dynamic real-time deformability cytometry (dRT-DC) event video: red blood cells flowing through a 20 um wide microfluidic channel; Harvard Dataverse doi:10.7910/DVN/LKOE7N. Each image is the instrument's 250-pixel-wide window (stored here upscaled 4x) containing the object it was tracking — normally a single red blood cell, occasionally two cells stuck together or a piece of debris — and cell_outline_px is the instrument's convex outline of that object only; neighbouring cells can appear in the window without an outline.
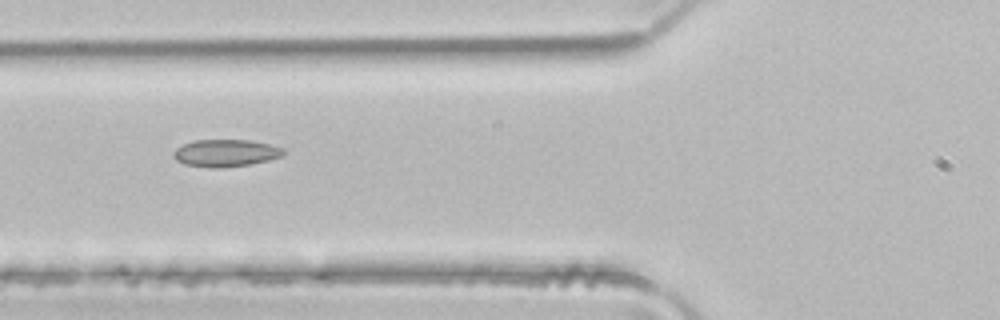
{"species": "common noctule bat (a hibernating species)", "species_latin": "Nyctalus noctula", "temperature_condition": "room temperature", "stored_images_in_passage": 2, "camera_frame_rate_fps": 3000, "um_per_image_px": 0.085, "animal": {"sex": "male", "body_mass_g": 21.5, "forearm_length_mm": 52.0}, "frame": {"image": 1, "passage_image": 2, "time_ms": 0.333, "image_size_px": [1000, 320], "cell_outline_px": [[288, 152], [280, 156], [268, 160], [252, 164], [220, 168], [208, 168], [184, 164], [176, 160], [172, 156], [172, 152], [176, 148], [192, 140], [252, 140], [284, 148]], "centroid_in_image_um": [19.17, 13.01], "position_along_channel_um": 106.6, "area_um2": 17.69}}